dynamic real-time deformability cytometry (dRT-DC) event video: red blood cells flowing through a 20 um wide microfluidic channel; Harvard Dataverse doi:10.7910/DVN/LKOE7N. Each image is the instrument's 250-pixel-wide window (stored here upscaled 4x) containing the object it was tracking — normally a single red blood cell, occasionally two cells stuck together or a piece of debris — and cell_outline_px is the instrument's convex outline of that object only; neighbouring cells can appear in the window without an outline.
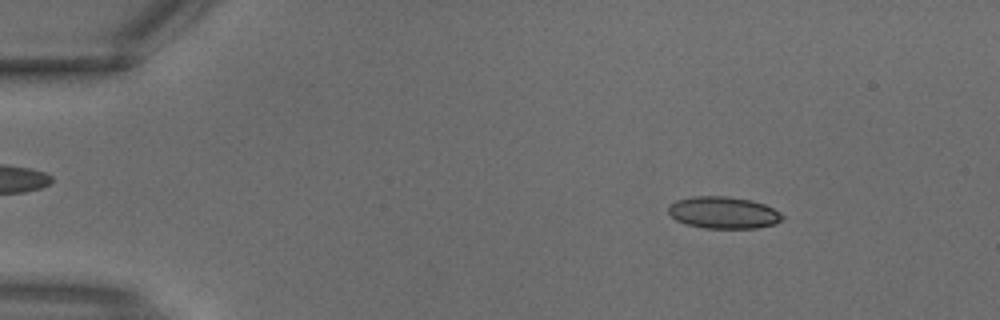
{"species": "common noctule bat (a hibernating species)", "species_latin": "Nyctalus noctula", "temperature_condition": "warm", "stored_images_in_passage": 2, "camera_frame_rate_fps": 3000, "um_per_image_px": 0.085, "animal": {"sex": "male", "body_mass_g": 18.8}, "frame": {"image": 1, "passage_image": 1, "time_ms": 0.0, "image_size_px": [1000, 320], "cell_outline_px": [[784, 220], [776, 224], [756, 228], [704, 228], [684, 224], [676, 220], [668, 212], [668, 204], [676, 200], [692, 196], [724, 196], [752, 200], [764, 204], [780, 212], [784, 216]], "centroid_in_image_um": [61.49, 18.07], "position_along_channel_um": 23.5, "area_um2": 21.44}}